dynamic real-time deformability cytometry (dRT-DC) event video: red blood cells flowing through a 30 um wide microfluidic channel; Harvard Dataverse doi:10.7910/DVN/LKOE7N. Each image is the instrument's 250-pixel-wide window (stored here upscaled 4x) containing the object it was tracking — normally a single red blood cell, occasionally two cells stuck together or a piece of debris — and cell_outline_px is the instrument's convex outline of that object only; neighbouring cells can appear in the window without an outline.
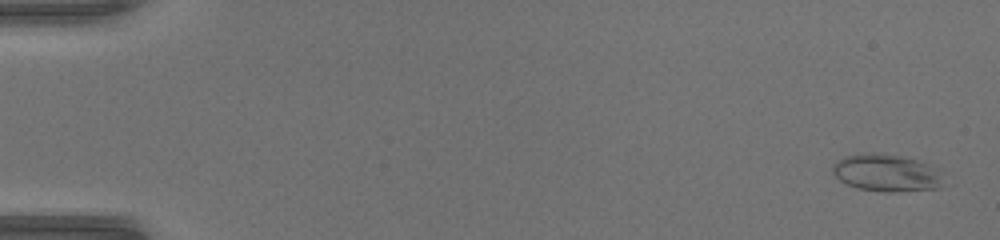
{"species": "common noctule bat (a hibernating species)", "species_latin": "Nyctalus noctula", "temperature_condition": "warm", "stored_images_in_passage": 50, "camera_frame_rate_fps": 3000, "um_per_image_px": 0.085, "animal": {"sex": "female", "body_mass_g": 17.0, "forearm_length_mm": 48.0}, "frame": {"image": 1, "passage_image": 2, "time_ms": 0.333, "image_size_px": [1000, 240], "cell_outline_px": [[940, 188], [892, 192], [884, 192], [856, 188], [840, 180], [832, 172], [832, 164], [836, 160], [844, 156], [860, 152], [880, 152], [908, 156], [920, 160], [940, 168]], "centroid_in_image_um": [75.33, 14.65], "position_along_channel_um": 9.7, "area_um2": 24.74}}
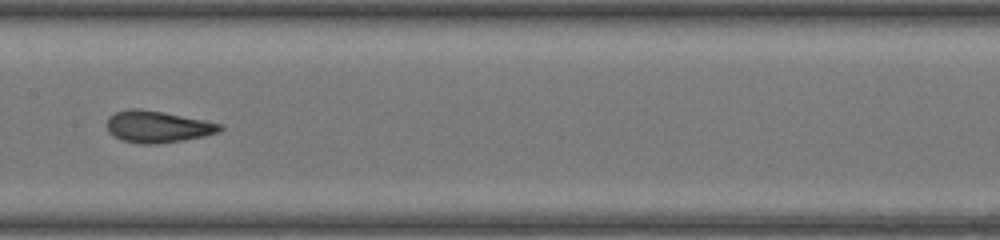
{"frame": {"image": 2, "passage_image": 27, "time_ms": 8.667, "image_size_px": [1000, 240], "cell_outline_px": [[224, 128], [220, 132], [204, 136], [184, 140], [156, 144], [140, 144], [120, 140], [108, 132], [108, 116], [116, 112], [128, 108], [140, 108], [164, 112], [224, 124]], "centroid_in_image_um": [13.41, 10.77], "position_along_channel_um": 194.0, "area_um2": 21.15}}
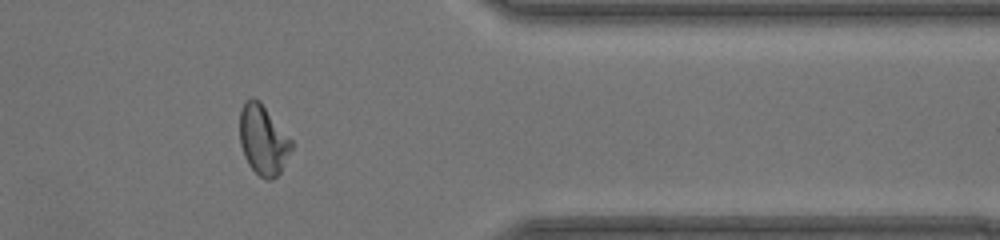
{"frame": {"image": 3, "passage_image": 42, "time_ms": 13.667, "image_size_px": [1000, 240], "cell_outline_px": [[292, 148], [280, 172], [272, 180], [268, 180], [260, 176], [248, 164], [244, 156], [240, 144], [240, 112], [244, 104], [252, 96], [260, 100], [292, 140]], "centroid_in_image_um": [22.36, 11.88], "position_along_channel_um": 389.0, "area_um2": 20.92}, "authors_computed_cell_mechanics": {"area_um2": 21.386, "velocity_mm_per_s": 4.2102, "shape_relaxation_time_tau1_ms": 4.7984, "shape_relaxation_time_tau2_ms": 1.1683, "deformation_change_tau1": 0.1667, "deformation_change_tau2": 0.0651}}